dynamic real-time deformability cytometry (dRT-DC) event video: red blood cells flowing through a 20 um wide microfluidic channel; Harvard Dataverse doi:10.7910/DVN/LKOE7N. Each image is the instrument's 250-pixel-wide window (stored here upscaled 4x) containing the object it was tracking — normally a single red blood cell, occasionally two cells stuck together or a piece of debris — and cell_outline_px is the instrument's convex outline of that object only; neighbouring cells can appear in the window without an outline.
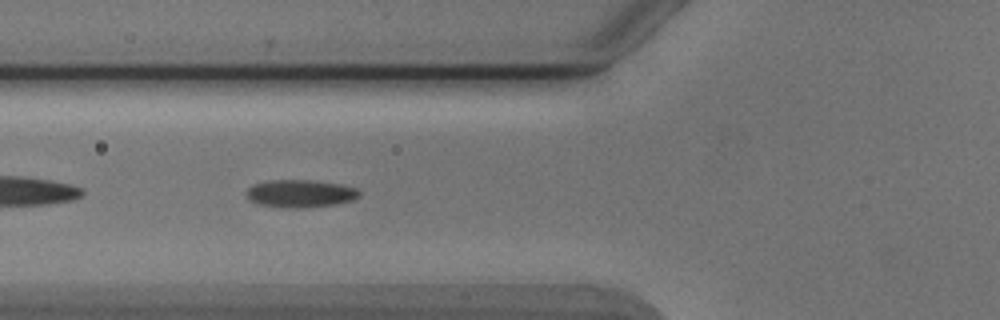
{"species": "Egyptian fruit bat (a non-hibernating species)", "species_latin": "Rousettus aegyptiacus", "temperature_condition": "cold", "stored_images_in_passage": 39, "camera_frame_rate_fps": 3000, "um_per_image_px": 0.085, "animal": {"sex": "male"}, "frame": {"image": 1, "passage_image": 5, "time_ms": 1.333, "image_size_px": [1000, 320], "cell_outline_px": [[360, 196], [352, 200], [336, 204], [304, 208], [292, 208], [260, 204], [248, 200], [244, 192], [252, 184], [272, 180], [308, 180], [340, 184], [356, 188], [360, 192]], "centroid_in_image_um": [25.5, 16.45], "position_along_channel_um": 100.3, "area_um2": 18.21}}
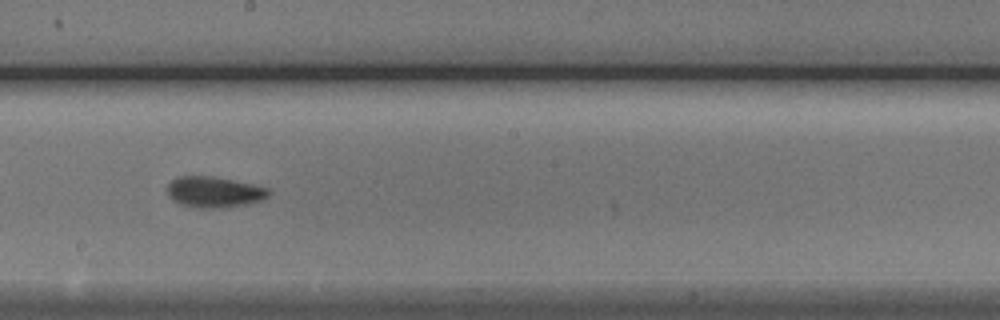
{"frame": {"image": 2, "passage_image": 15, "time_ms": 4.667, "image_size_px": [1000, 320], "cell_outline_px": [[272, 192], [264, 200], [252, 204], [228, 208], [200, 208], [180, 204], [172, 200], [168, 196], [168, 184], [172, 180], [180, 176], [212, 176], [252, 184], [268, 188]], "centroid_in_image_um": [18.25, 16.34], "position_along_channel_um": 229.9, "area_um2": 18.55}}
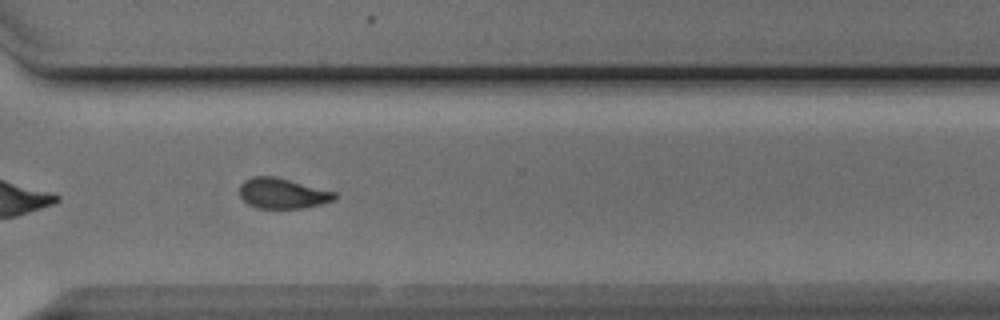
{"frame": {"image": 3, "passage_image": 24, "time_ms": 7.667, "image_size_px": [1000, 320], "cell_outline_px": [[336, 200], [304, 208], [256, 208], [248, 204], [240, 196], [240, 184], [244, 180], [252, 176], [276, 176], [336, 192]], "centroid_in_image_um": [24.01, 16.43], "position_along_channel_um": 346.6, "area_um2": 16.94}, "authors_computed_cell_mechanics": {"area_um2": 17.2822, "velocity_mm_per_s": 3.8929, "shape_relaxation_time_tau1_ms": 4.6191, "shape_relaxation_time_tau2_ms": 2.09, "deformation_change_tau1": 0.1135, "deformation_change_tau2": 0.0713}}